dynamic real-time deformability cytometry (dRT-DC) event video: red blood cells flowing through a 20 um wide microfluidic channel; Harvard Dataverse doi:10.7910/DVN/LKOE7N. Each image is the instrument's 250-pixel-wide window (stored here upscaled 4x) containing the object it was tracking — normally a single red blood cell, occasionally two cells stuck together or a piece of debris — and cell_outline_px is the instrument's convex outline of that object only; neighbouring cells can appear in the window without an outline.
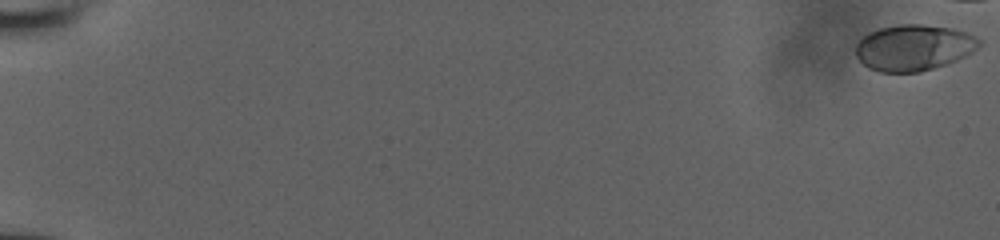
{"species": "human", "species_latin": "Homo sapiens", "temperature_condition": "room temperature", "stored_images_in_passage": 16, "camera_frame_rate_fps": 3000, "um_per_image_px": 0.085, "donor": {"sex": "male"}, "frame": {"image": 1, "passage_image": 1, "time_ms": 0.0, "image_size_px": [1000, 240], "cell_outline_px": [[980, 44], [972, 52], [948, 64], [920, 72], [880, 72], [868, 68], [856, 56], [856, 44], [868, 32], [880, 28], [900, 24], [920, 24], [952, 28], [964, 32], [980, 40]], "centroid_in_image_um": [77.64, 4.05], "position_along_channel_um": 7.4, "area_um2": 32.95}}